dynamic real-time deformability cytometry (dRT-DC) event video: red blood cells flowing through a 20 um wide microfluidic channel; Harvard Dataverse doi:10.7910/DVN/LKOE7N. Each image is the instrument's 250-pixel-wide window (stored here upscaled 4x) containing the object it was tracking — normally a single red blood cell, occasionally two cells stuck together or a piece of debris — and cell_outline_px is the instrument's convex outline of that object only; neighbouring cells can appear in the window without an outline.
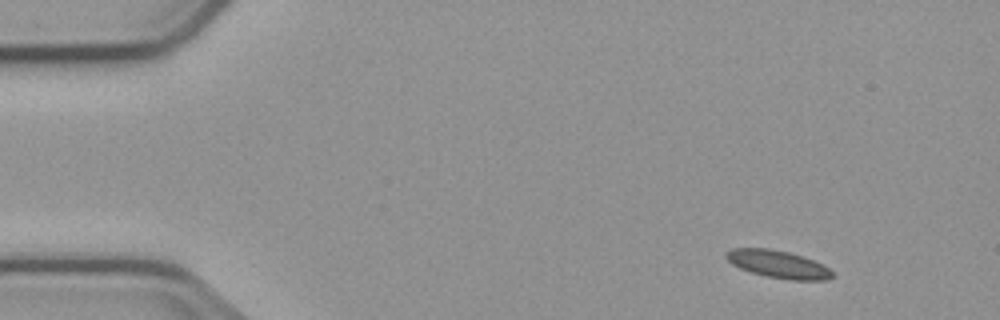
{"species": "common noctule bat (a hibernating species)", "species_latin": "Nyctalus noctula", "temperature_condition": "cold", "stored_images_in_passage": 4, "camera_frame_rate_fps": 3000, "um_per_image_px": 0.085, "animal": {"sex": "male", "body_mass_g": 23.1, "forearm_length_mm": 52.7}, "frame": {"image": 1, "passage_image": 1, "time_ms": 0.0, "image_size_px": [1000, 320], "cell_outline_px": [[832, 276], [828, 280], [788, 280], [768, 276], [752, 272], [740, 268], [732, 264], [724, 256], [724, 252], [732, 248], [768, 248], [788, 252], [804, 256], [828, 268], [832, 272]], "centroid_in_image_um": [66.1, 22.45], "position_along_channel_um": 18.9, "area_um2": 16.94}}
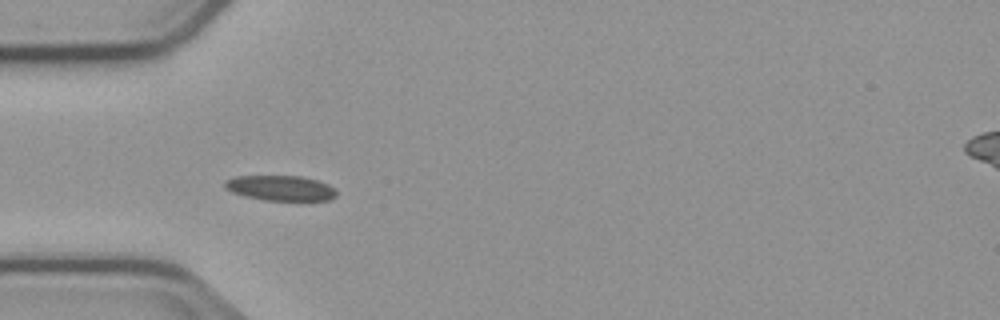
{"frame": {"image": 2, "passage_image": 4, "time_ms": 3.667, "image_size_px": [1000, 320], "cell_outline_px": [[336, 196], [332, 200], [300, 204], [264, 200], [244, 196], [232, 192], [224, 188], [224, 180], [236, 176], [300, 176], [316, 180], [328, 184], [336, 188]], "centroid_in_image_um": [23.92, 16.05], "position_along_channel_um": 61.1, "area_um2": 17.46}}